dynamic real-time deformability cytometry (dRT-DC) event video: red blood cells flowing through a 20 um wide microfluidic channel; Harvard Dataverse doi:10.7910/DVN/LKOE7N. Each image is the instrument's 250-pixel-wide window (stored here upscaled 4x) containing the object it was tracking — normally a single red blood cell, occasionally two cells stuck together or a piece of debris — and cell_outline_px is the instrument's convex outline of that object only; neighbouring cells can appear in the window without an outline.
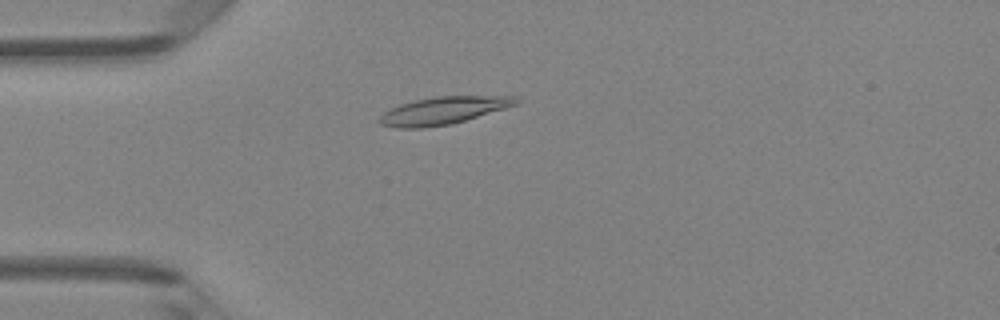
{"species": "Egyptian fruit bat (a non-hibernating species)", "species_latin": "Rousettus aegyptiacus", "temperature_condition": "room temperature", "stored_images_in_passage": 48, "camera_frame_rate_fps": 3000, "um_per_image_px": 0.085, "animal": {"sex": "female"}, "frame": {"image": 1, "passage_image": 13, "time_ms": 4.0, "image_size_px": [1000, 320], "cell_outline_px": [[520, 100], [516, 104], [504, 108], [452, 124], [424, 128], [396, 128], [380, 124], [376, 120], [384, 112], [400, 104], [416, 100], [436, 96], [516, 96]], "centroid_in_image_um": [37.63, 9.4], "position_along_channel_um": 47.4, "area_um2": 21.73}}
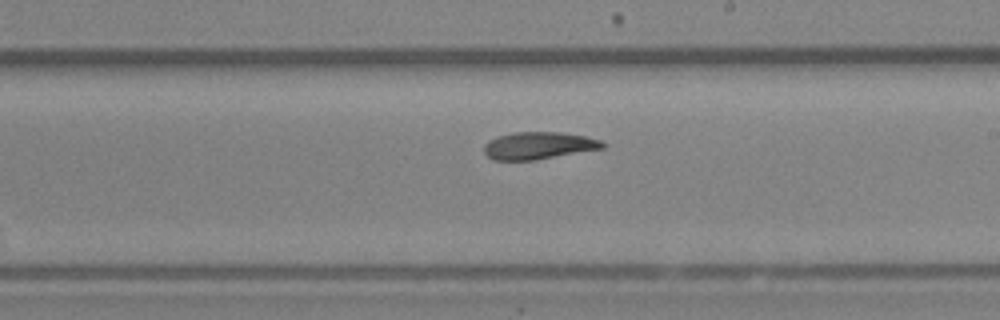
{"frame": {"image": 2, "passage_image": 28, "time_ms": 9.0, "image_size_px": [1000, 320], "cell_outline_px": [[604, 148], [536, 160], [492, 160], [484, 152], [484, 144], [488, 140], [496, 136], [512, 132], [560, 132], [588, 136], [600, 140], [604, 144]], "centroid_in_image_um": [45.75, 12.37], "position_along_channel_um": 243.2, "area_um2": 19.02}}
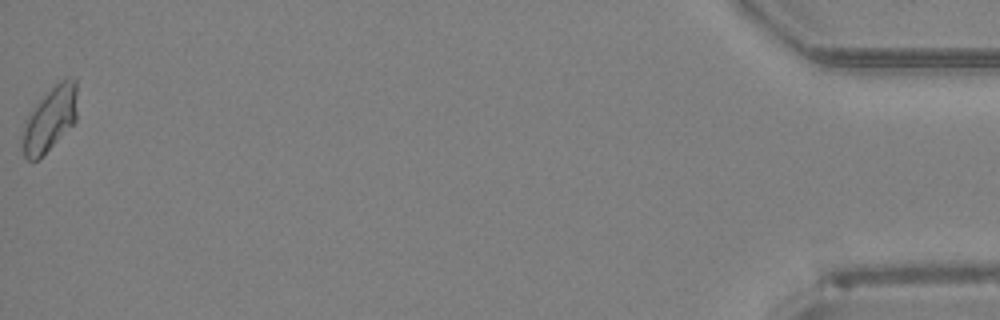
{"frame": {"image": 3, "passage_image": 48, "time_ms": 15.667, "image_size_px": [1000, 320], "cell_outline_px": [[76, 120], [36, 160], [28, 160], [24, 156], [24, 120], [28, 112], [64, 76], [72, 76], [76, 80]], "centroid_in_image_um": [4.26, 10.03], "position_along_channel_um": 430.9, "area_um2": 19.83}, "authors_computed_cell_mechanics": {"area_um2": 19.652, "velocity_mm_per_s": 4.2573, "shape_relaxation_time_tau1_ms": 7.8932, "shape_relaxation_time_tau2_ms": null, "deformation_change_tau1": 0.2111, "deformation_change_tau2": null}}